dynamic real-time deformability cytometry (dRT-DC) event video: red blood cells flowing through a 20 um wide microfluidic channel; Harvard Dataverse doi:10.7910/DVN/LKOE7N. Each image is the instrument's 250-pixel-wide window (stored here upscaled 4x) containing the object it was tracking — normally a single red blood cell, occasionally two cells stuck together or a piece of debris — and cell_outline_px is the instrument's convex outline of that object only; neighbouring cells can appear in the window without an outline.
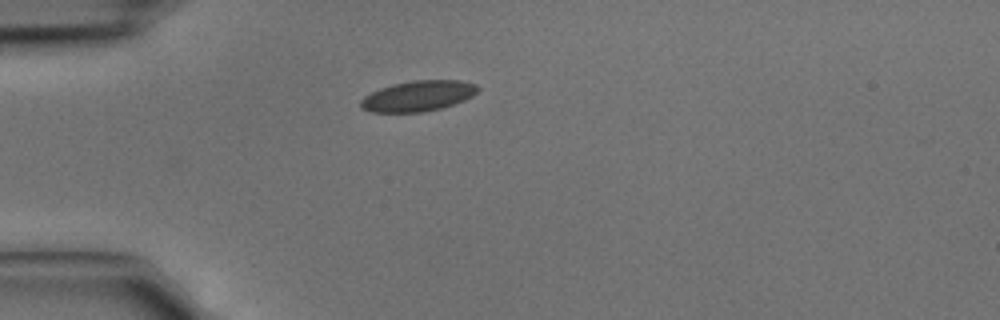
{"species": "common noctule bat (a hibernating species)", "species_latin": "Nyctalus noctula", "temperature_condition": "cold", "stored_images_in_passage": 2, "camera_frame_rate_fps": 3000, "um_per_image_px": 0.085, "animal": {"sex": "male", "body_mass_g": 15.6}, "frame": {"image": 1, "passage_image": 2, "time_ms": 0.333, "image_size_px": [1000, 320], "cell_outline_px": [[480, 88], [472, 96], [464, 100], [440, 108], [424, 112], [372, 112], [360, 108], [360, 100], [364, 96], [380, 88], [392, 84], [412, 80], [460, 80], [476, 84]], "centroid_in_image_um": [35.52, 8.15], "position_along_channel_um": 49.5, "area_um2": 20.87}}